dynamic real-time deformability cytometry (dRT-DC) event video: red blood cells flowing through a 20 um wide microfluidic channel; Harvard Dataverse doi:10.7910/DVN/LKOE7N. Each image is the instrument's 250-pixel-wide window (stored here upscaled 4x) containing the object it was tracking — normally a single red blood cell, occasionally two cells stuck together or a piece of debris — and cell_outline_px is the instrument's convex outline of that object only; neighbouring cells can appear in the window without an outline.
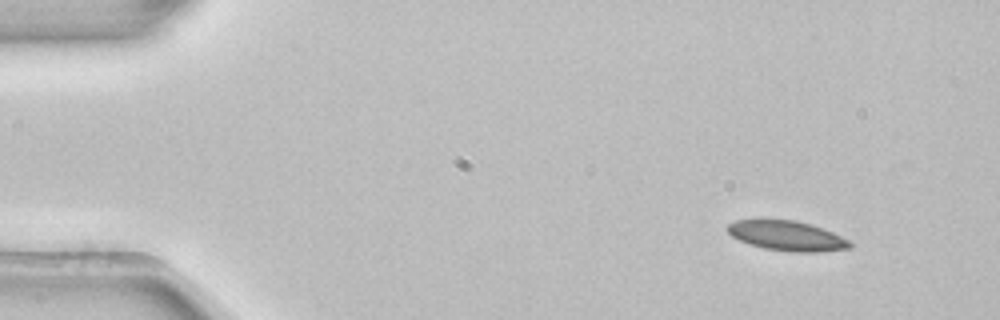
{"species": "common noctule bat (a hibernating species)", "species_latin": "Nyctalus noctula", "temperature_condition": "room temperature", "stored_images_in_passage": 5, "camera_frame_rate_fps": 3000, "um_per_image_px": 0.085, "animal": {"sex": "female", "body_mass_g": 22.7, "forearm_length_mm": 54.2}, "frame": {"image": 1, "passage_image": 1, "time_ms": 0.0, "image_size_px": [1000, 320], "cell_outline_px": [[852, 248], [820, 252], [792, 252], [764, 248], [740, 240], [732, 236], [724, 228], [728, 224], [736, 220], [796, 220], [832, 232], [848, 240], [852, 244]], "centroid_in_image_um": [66.89, 20.05], "position_along_channel_um": 18.1, "area_um2": 21.04}}